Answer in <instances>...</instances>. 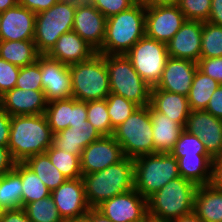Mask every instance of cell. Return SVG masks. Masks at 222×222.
I'll return each mask as SVG.
<instances>
[{"instance_id": "cell-10", "label": "cell", "mask_w": 222, "mask_h": 222, "mask_svg": "<svg viewBox=\"0 0 222 222\" xmlns=\"http://www.w3.org/2000/svg\"><path fill=\"white\" fill-rule=\"evenodd\" d=\"M140 77L151 87H155L169 58L167 44L144 35L125 54Z\"/></svg>"}, {"instance_id": "cell-61", "label": "cell", "mask_w": 222, "mask_h": 222, "mask_svg": "<svg viewBox=\"0 0 222 222\" xmlns=\"http://www.w3.org/2000/svg\"><path fill=\"white\" fill-rule=\"evenodd\" d=\"M150 222H171V221H159V220L152 219Z\"/></svg>"}, {"instance_id": "cell-38", "label": "cell", "mask_w": 222, "mask_h": 222, "mask_svg": "<svg viewBox=\"0 0 222 222\" xmlns=\"http://www.w3.org/2000/svg\"><path fill=\"white\" fill-rule=\"evenodd\" d=\"M106 102L113 129L121 125L139 107L123 96L114 93L107 96Z\"/></svg>"}, {"instance_id": "cell-23", "label": "cell", "mask_w": 222, "mask_h": 222, "mask_svg": "<svg viewBox=\"0 0 222 222\" xmlns=\"http://www.w3.org/2000/svg\"><path fill=\"white\" fill-rule=\"evenodd\" d=\"M96 53L85 40L71 30L62 34L46 55L69 66L86 61Z\"/></svg>"}, {"instance_id": "cell-56", "label": "cell", "mask_w": 222, "mask_h": 222, "mask_svg": "<svg viewBox=\"0 0 222 222\" xmlns=\"http://www.w3.org/2000/svg\"><path fill=\"white\" fill-rule=\"evenodd\" d=\"M18 4V0H0V12L6 11L7 9L14 7Z\"/></svg>"}, {"instance_id": "cell-3", "label": "cell", "mask_w": 222, "mask_h": 222, "mask_svg": "<svg viewBox=\"0 0 222 222\" xmlns=\"http://www.w3.org/2000/svg\"><path fill=\"white\" fill-rule=\"evenodd\" d=\"M146 8L136 3L131 8L107 18L102 55L126 54L145 35Z\"/></svg>"}, {"instance_id": "cell-8", "label": "cell", "mask_w": 222, "mask_h": 222, "mask_svg": "<svg viewBox=\"0 0 222 222\" xmlns=\"http://www.w3.org/2000/svg\"><path fill=\"white\" fill-rule=\"evenodd\" d=\"M111 93L123 96L139 107L150 105L151 87L134 69L125 55H106Z\"/></svg>"}, {"instance_id": "cell-58", "label": "cell", "mask_w": 222, "mask_h": 222, "mask_svg": "<svg viewBox=\"0 0 222 222\" xmlns=\"http://www.w3.org/2000/svg\"><path fill=\"white\" fill-rule=\"evenodd\" d=\"M72 222H91L87 217L72 219Z\"/></svg>"}, {"instance_id": "cell-1", "label": "cell", "mask_w": 222, "mask_h": 222, "mask_svg": "<svg viewBox=\"0 0 222 222\" xmlns=\"http://www.w3.org/2000/svg\"><path fill=\"white\" fill-rule=\"evenodd\" d=\"M53 133L43 114L11 116L8 148L16 162L43 154L52 144Z\"/></svg>"}, {"instance_id": "cell-59", "label": "cell", "mask_w": 222, "mask_h": 222, "mask_svg": "<svg viewBox=\"0 0 222 222\" xmlns=\"http://www.w3.org/2000/svg\"><path fill=\"white\" fill-rule=\"evenodd\" d=\"M7 209H5L3 206L0 205V222L3 219L5 212Z\"/></svg>"}, {"instance_id": "cell-27", "label": "cell", "mask_w": 222, "mask_h": 222, "mask_svg": "<svg viewBox=\"0 0 222 222\" xmlns=\"http://www.w3.org/2000/svg\"><path fill=\"white\" fill-rule=\"evenodd\" d=\"M212 160L210 155L180 157L178 159L179 174L197 186L208 185L211 180Z\"/></svg>"}, {"instance_id": "cell-45", "label": "cell", "mask_w": 222, "mask_h": 222, "mask_svg": "<svg viewBox=\"0 0 222 222\" xmlns=\"http://www.w3.org/2000/svg\"><path fill=\"white\" fill-rule=\"evenodd\" d=\"M205 111L217 118L222 119V85H219L211 95Z\"/></svg>"}, {"instance_id": "cell-40", "label": "cell", "mask_w": 222, "mask_h": 222, "mask_svg": "<svg viewBox=\"0 0 222 222\" xmlns=\"http://www.w3.org/2000/svg\"><path fill=\"white\" fill-rule=\"evenodd\" d=\"M178 7L186 20L207 22L211 11V0H180Z\"/></svg>"}, {"instance_id": "cell-54", "label": "cell", "mask_w": 222, "mask_h": 222, "mask_svg": "<svg viewBox=\"0 0 222 222\" xmlns=\"http://www.w3.org/2000/svg\"><path fill=\"white\" fill-rule=\"evenodd\" d=\"M86 217L91 222H112L110 219L105 217L101 212H99L96 208H91Z\"/></svg>"}, {"instance_id": "cell-12", "label": "cell", "mask_w": 222, "mask_h": 222, "mask_svg": "<svg viewBox=\"0 0 222 222\" xmlns=\"http://www.w3.org/2000/svg\"><path fill=\"white\" fill-rule=\"evenodd\" d=\"M107 18L88 0H77L73 31L98 52L105 38Z\"/></svg>"}, {"instance_id": "cell-7", "label": "cell", "mask_w": 222, "mask_h": 222, "mask_svg": "<svg viewBox=\"0 0 222 222\" xmlns=\"http://www.w3.org/2000/svg\"><path fill=\"white\" fill-rule=\"evenodd\" d=\"M77 0H59L36 14L34 42L37 51L46 55L58 38L73 29Z\"/></svg>"}, {"instance_id": "cell-31", "label": "cell", "mask_w": 222, "mask_h": 222, "mask_svg": "<svg viewBox=\"0 0 222 222\" xmlns=\"http://www.w3.org/2000/svg\"><path fill=\"white\" fill-rule=\"evenodd\" d=\"M24 163L36 173L51 191L58 188L67 178L51 163L46 153L28 157Z\"/></svg>"}, {"instance_id": "cell-22", "label": "cell", "mask_w": 222, "mask_h": 222, "mask_svg": "<svg viewBox=\"0 0 222 222\" xmlns=\"http://www.w3.org/2000/svg\"><path fill=\"white\" fill-rule=\"evenodd\" d=\"M101 137L100 132L90 122L70 124L69 128L53 134L51 146L74 155H81L84 148Z\"/></svg>"}, {"instance_id": "cell-34", "label": "cell", "mask_w": 222, "mask_h": 222, "mask_svg": "<svg viewBox=\"0 0 222 222\" xmlns=\"http://www.w3.org/2000/svg\"><path fill=\"white\" fill-rule=\"evenodd\" d=\"M45 153L51 160V163L67 178L78 179L82 178L80 156L62 151L50 146Z\"/></svg>"}, {"instance_id": "cell-19", "label": "cell", "mask_w": 222, "mask_h": 222, "mask_svg": "<svg viewBox=\"0 0 222 222\" xmlns=\"http://www.w3.org/2000/svg\"><path fill=\"white\" fill-rule=\"evenodd\" d=\"M197 63L187 59L169 57L158 84L152 89L188 96Z\"/></svg>"}, {"instance_id": "cell-51", "label": "cell", "mask_w": 222, "mask_h": 222, "mask_svg": "<svg viewBox=\"0 0 222 222\" xmlns=\"http://www.w3.org/2000/svg\"><path fill=\"white\" fill-rule=\"evenodd\" d=\"M209 184L215 189L222 191V161H212L211 180Z\"/></svg>"}, {"instance_id": "cell-44", "label": "cell", "mask_w": 222, "mask_h": 222, "mask_svg": "<svg viewBox=\"0 0 222 222\" xmlns=\"http://www.w3.org/2000/svg\"><path fill=\"white\" fill-rule=\"evenodd\" d=\"M198 69L222 85V57L200 58Z\"/></svg>"}, {"instance_id": "cell-52", "label": "cell", "mask_w": 222, "mask_h": 222, "mask_svg": "<svg viewBox=\"0 0 222 222\" xmlns=\"http://www.w3.org/2000/svg\"><path fill=\"white\" fill-rule=\"evenodd\" d=\"M207 22L222 26V0H211V11Z\"/></svg>"}, {"instance_id": "cell-30", "label": "cell", "mask_w": 222, "mask_h": 222, "mask_svg": "<svg viewBox=\"0 0 222 222\" xmlns=\"http://www.w3.org/2000/svg\"><path fill=\"white\" fill-rule=\"evenodd\" d=\"M220 84L201 72L198 68L194 74L193 82L187 96L191 110H205L211 95Z\"/></svg>"}, {"instance_id": "cell-49", "label": "cell", "mask_w": 222, "mask_h": 222, "mask_svg": "<svg viewBox=\"0 0 222 222\" xmlns=\"http://www.w3.org/2000/svg\"><path fill=\"white\" fill-rule=\"evenodd\" d=\"M16 161L12 158L8 147L0 146V174H5L14 169Z\"/></svg>"}, {"instance_id": "cell-36", "label": "cell", "mask_w": 222, "mask_h": 222, "mask_svg": "<svg viewBox=\"0 0 222 222\" xmlns=\"http://www.w3.org/2000/svg\"><path fill=\"white\" fill-rule=\"evenodd\" d=\"M24 210L32 222H60V216L51 196L28 203Z\"/></svg>"}, {"instance_id": "cell-29", "label": "cell", "mask_w": 222, "mask_h": 222, "mask_svg": "<svg viewBox=\"0 0 222 222\" xmlns=\"http://www.w3.org/2000/svg\"><path fill=\"white\" fill-rule=\"evenodd\" d=\"M14 169L21 175L23 208L28 203L51 196V190L24 162H16Z\"/></svg>"}, {"instance_id": "cell-11", "label": "cell", "mask_w": 222, "mask_h": 222, "mask_svg": "<svg viewBox=\"0 0 222 222\" xmlns=\"http://www.w3.org/2000/svg\"><path fill=\"white\" fill-rule=\"evenodd\" d=\"M185 21L178 5L146 8L145 35L167 44Z\"/></svg>"}, {"instance_id": "cell-14", "label": "cell", "mask_w": 222, "mask_h": 222, "mask_svg": "<svg viewBox=\"0 0 222 222\" xmlns=\"http://www.w3.org/2000/svg\"><path fill=\"white\" fill-rule=\"evenodd\" d=\"M96 209L112 222H133L148 213L147 199L135 189L103 201Z\"/></svg>"}, {"instance_id": "cell-17", "label": "cell", "mask_w": 222, "mask_h": 222, "mask_svg": "<svg viewBox=\"0 0 222 222\" xmlns=\"http://www.w3.org/2000/svg\"><path fill=\"white\" fill-rule=\"evenodd\" d=\"M184 129L202 140L205 150L212 158L221 153L222 119L205 110H191Z\"/></svg>"}, {"instance_id": "cell-55", "label": "cell", "mask_w": 222, "mask_h": 222, "mask_svg": "<svg viewBox=\"0 0 222 222\" xmlns=\"http://www.w3.org/2000/svg\"><path fill=\"white\" fill-rule=\"evenodd\" d=\"M171 222H203L193 211L189 214L183 215L179 218L172 220Z\"/></svg>"}, {"instance_id": "cell-60", "label": "cell", "mask_w": 222, "mask_h": 222, "mask_svg": "<svg viewBox=\"0 0 222 222\" xmlns=\"http://www.w3.org/2000/svg\"><path fill=\"white\" fill-rule=\"evenodd\" d=\"M212 161H222V151L216 158H213Z\"/></svg>"}, {"instance_id": "cell-47", "label": "cell", "mask_w": 222, "mask_h": 222, "mask_svg": "<svg viewBox=\"0 0 222 222\" xmlns=\"http://www.w3.org/2000/svg\"><path fill=\"white\" fill-rule=\"evenodd\" d=\"M58 1L59 0H18V4L37 14L41 11L49 9Z\"/></svg>"}, {"instance_id": "cell-48", "label": "cell", "mask_w": 222, "mask_h": 222, "mask_svg": "<svg viewBox=\"0 0 222 222\" xmlns=\"http://www.w3.org/2000/svg\"><path fill=\"white\" fill-rule=\"evenodd\" d=\"M70 124H88L87 102L73 98V117Z\"/></svg>"}, {"instance_id": "cell-46", "label": "cell", "mask_w": 222, "mask_h": 222, "mask_svg": "<svg viewBox=\"0 0 222 222\" xmlns=\"http://www.w3.org/2000/svg\"><path fill=\"white\" fill-rule=\"evenodd\" d=\"M11 127V116L0 107V146L7 147Z\"/></svg>"}, {"instance_id": "cell-53", "label": "cell", "mask_w": 222, "mask_h": 222, "mask_svg": "<svg viewBox=\"0 0 222 222\" xmlns=\"http://www.w3.org/2000/svg\"><path fill=\"white\" fill-rule=\"evenodd\" d=\"M180 0H137L145 8L178 5Z\"/></svg>"}, {"instance_id": "cell-37", "label": "cell", "mask_w": 222, "mask_h": 222, "mask_svg": "<svg viewBox=\"0 0 222 222\" xmlns=\"http://www.w3.org/2000/svg\"><path fill=\"white\" fill-rule=\"evenodd\" d=\"M87 120L102 136L113 135L106 99L87 102Z\"/></svg>"}, {"instance_id": "cell-62", "label": "cell", "mask_w": 222, "mask_h": 222, "mask_svg": "<svg viewBox=\"0 0 222 222\" xmlns=\"http://www.w3.org/2000/svg\"><path fill=\"white\" fill-rule=\"evenodd\" d=\"M60 222H72V220H62V221H60Z\"/></svg>"}, {"instance_id": "cell-39", "label": "cell", "mask_w": 222, "mask_h": 222, "mask_svg": "<svg viewBox=\"0 0 222 222\" xmlns=\"http://www.w3.org/2000/svg\"><path fill=\"white\" fill-rule=\"evenodd\" d=\"M177 160L183 156L209 155L202 140L185 129L180 134L174 148L170 152Z\"/></svg>"}, {"instance_id": "cell-35", "label": "cell", "mask_w": 222, "mask_h": 222, "mask_svg": "<svg viewBox=\"0 0 222 222\" xmlns=\"http://www.w3.org/2000/svg\"><path fill=\"white\" fill-rule=\"evenodd\" d=\"M222 57V26L203 22L200 58Z\"/></svg>"}, {"instance_id": "cell-9", "label": "cell", "mask_w": 222, "mask_h": 222, "mask_svg": "<svg viewBox=\"0 0 222 222\" xmlns=\"http://www.w3.org/2000/svg\"><path fill=\"white\" fill-rule=\"evenodd\" d=\"M152 122L150 105L138 107L113 132L114 139L121 145L124 157L136 158L141 155L153 154Z\"/></svg>"}, {"instance_id": "cell-21", "label": "cell", "mask_w": 222, "mask_h": 222, "mask_svg": "<svg viewBox=\"0 0 222 222\" xmlns=\"http://www.w3.org/2000/svg\"><path fill=\"white\" fill-rule=\"evenodd\" d=\"M47 104L43 90L14 87L0 97V107L10 116L43 114Z\"/></svg>"}, {"instance_id": "cell-50", "label": "cell", "mask_w": 222, "mask_h": 222, "mask_svg": "<svg viewBox=\"0 0 222 222\" xmlns=\"http://www.w3.org/2000/svg\"><path fill=\"white\" fill-rule=\"evenodd\" d=\"M1 222H32V220L27 216L24 208L22 207L6 210Z\"/></svg>"}, {"instance_id": "cell-26", "label": "cell", "mask_w": 222, "mask_h": 222, "mask_svg": "<svg viewBox=\"0 0 222 222\" xmlns=\"http://www.w3.org/2000/svg\"><path fill=\"white\" fill-rule=\"evenodd\" d=\"M194 212L203 222H222V191L210 184L198 186Z\"/></svg>"}, {"instance_id": "cell-2", "label": "cell", "mask_w": 222, "mask_h": 222, "mask_svg": "<svg viewBox=\"0 0 222 222\" xmlns=\"http://www.w3.org/2000/svg\"><path fill=\"white\" fill-rule=\"evenodd\" d=\"M87 203L96 208L103 201L134 189V159L124 157L107 168L82 175Z\"/></svg>"}, {"instance_id": "cell-16", "label": "cell", "mask_w": 222, "mask_h": 222, "mask_svg": "<svg viewBox=\"0 0 222 222\" xmlns=\"http://www.w3.org/2000/svg\"><path fill=\"white\" fill-rule=\"evenodd\" d=\"M42 87L47 102L72 97V79L69 66L40 55Z\"/></svg>"}, {"instance_id": "cell-42", "label": "cell", "mask_w": 222, "mask_h": 222, "mask_svg": "<svg viewBox=\"0 0 222 222\" xmlns=\"http://www.w3.org/2000/svg\"><path fill=\"white\" fill-rule=\"evenodd\" d=\"M20 68L0 58V97L16 86Z\"/></svg>"}, {"instance_id": "cell-20", "label": "cell", "mask_w": 222, "mask_h": 222, "mask_svg": "<svg viewBox=\"0 0 222 222\" xmlns=\"http://www.w3.org/2000/svg\"><path fill=\"white\" fill-rule=\"evenodd\" d=\"M202 29V21L186 20L167 43L169 57L197 63L200 60Z\"/></svg>"}, {"instance_id": "cell-6", "label": "cell", "mask_w": 222, "mask_h": 222, "mask_svg": "<svg viewBox=\"0 0 222 222\" xmlns=\"http://www.w3.org/2000/svg\"><path fill=\"white\" fill-rule=\"evenodd\" d=\"M177 177H180L178 160L171 153H153L134 158V189L145 199Z\"/></svg>"}, {"instance_id": "cell-15", "label": "cell", "mask_w": 222, "mask_h": 222, "mask_svg": "<svg viewBox=\"0 0 222 222\" xmlns=\"http://www.w3.org/2000/svg\"><path fill=\"white\" fill-rule=\"evenodd\" d=\"M124 158L121 145L111 136H102L90 143L80 156L82 175L95 173Z\"/></svg>"}, {"instance_id": "cell-25", "label": "cell", "mask_w": 222, "mask_h": 222, "mask_svg": "<svg viewBox=\"0 0 222 222\" xmlns=\"http://www.w3.org/2000/svg\"><path fill=\"white\" fill-rule=\"evenodd\" d=\"M154 153H170L174 148L184 127L167 115L156 112L150 106Z\"/></svg>"}, {"instance_id": "cell-32", "label": "cell", "mask_w": 222, "mask_h": 222, "mask_svg": "<svg viewBox=\"0 0 222 222\" xmlns=\"http://www.w3.org/2000/svg\"><path fill=\"white\" fill-rule=\"evenodd\" d=\"M44 115L53 134L69 128L73 117V97L48 102Z\"/></svg>"}, {"instance_id": "cell-57", "label": "cell", "mask_w": 222, "mask_h": 222, "mask_svg": "<svg viewBox=\"0 0 222 222\" xmlns=\"http://www.w3.org/2000/svg\"><path fill=\"white\" fill-rule=\"evenodd\" d=\"M153 218L147 213L143 218L133 222H150Z\"/></svg>"}, {"instance_id": "cell-28", "label": "cell", "mask_w": 222, "mask_h": 222, "mask_svg": "<svg viewBox=\"0 0 222 222\" xmlns=\"http://www.w3.org/2000/svg\"><path fill=\"white\" fill-rule=\"evenodd\" d=\"M40 55L34 40L0 41V58L19 67L35 63Z\"/></svg>"}, {"instance_id": "cell-18", "label": "cell", "mask_w": 222, "mask_h": 222, "mask_svg": "<svg viewBox=\"0 0 222 222\" xmlns=\"http://www.w3.org/2000/svg\"><path fill=\"white\" fill-rule=\"evenodd\" d=\"M36 14L17 4L1 12L0 41L34 40Z\"/></svg>"}, {"instance_id": "cell-5", "label": "cell", "mask_w": 222, "mask_h": 222, "mask_svg": "<svg viewBox=\"0 0 222 222\" xmlns=\"http://www.w3.org/2000/svg\"><path fill=\"white\" fill-rule=\"evenodd\" d=\"M72 97L79 101L106 99L111 93L106 55L94 54L90 59L69 65Z\"/></svg>"}, {"instance_id": "cell-33", "label": "cell", "mask_w": 222, "mask_h": 222, "mask_svg": "<svg viewBox=\"0 0 222 222\" xmlns=\"http://www.w3.org/2000/svg\"><path fill=\"white\" fill-rule=\"evenodd\" d=\"M0 205L7 210L22 208L21 175L15 169L2 176L0 183Z\"/></svg>"}, {"instance_id": "cell-4", "label": "cell", "mask_w": 222, "mask_h": 222, "mask_svg": "<svg viewBox=\"0 0 222 222\" xmlns=\"http://www.w3.org/2000/svg\"><path fill=\"white\" fill-rule=\"evenodd\" d=\"M197 187L181 176L172 179L147 199L148 214L155 220L172 221L193 212Z\"/></svg>"}, {"instance_id": "cell-41", "label": "cell", "mask_w": 222, "mask_h": 222, "mask_svg": "<svg viewBox=\"0 0 222 222\" xmlns=\"http://www.w3.org/2000/svg\"><path fill=\"white\" fill-rule=\"evenodd\" d=\"M15 87L25 90H43L40 56L35 63L20 68Z\"/></svg>"}, {"instance_id": "cell-13", "label": "cell", "mask_w": 222, "mask_h": 222, "mask_svg": "<svg viewBox=\"0 0 222 222\" xmlns=\"http://www.w3.org/2000/svg\"><path fill=\"white\" fill-rule=\"evenodd\" d=\"M51 197L64 220L86 217L91 209L87 203L82 178L67 179L58 188L51 191Z\"/></svg>"}, {"instance_id": "cell-43", "label": "cell", "mask_w": 222, "mask_h": 222, "mask_svg": "<svg viewBox=\"0 0 222 222\" xmlns=\"http://www.w3.org/2000/svg\"><path fill=\"white\" fill-rule=\"evenodd\" d=\"M106 18L117 15L137 3V0H88Z\"/></svg>"}, {"instance_id": "cell-24", "label": "cell", "mask_w": 222, "mask_h": 222, "mask_svg": "<svg viewBox=\"0 0 222 222\" xmlns=\"http://www.w3.org/2000/svg\"><path fill=\"white\" fill-rule=\"evenodd\" d=\"M150 106L183 127L191 111L187 96L160 89H151Z\"/></svg>"}]
</instances>
